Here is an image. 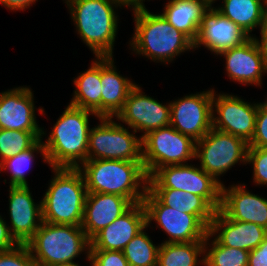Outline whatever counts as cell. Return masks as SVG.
Returning a JSON list of instances; mask_svg holds the SVG:
<instances>
[{
	"label": "cell",
	"instance_id": "ab89813d",
	"mask_svg": "<svg viewBox=\"0 0 267 266\" xmlns=\"http://www.w3.org/2000/svg\"><path fill=\"white\" fill-rule=\"evenodd\" d=\"M37 0H0L3 6H6L9 10H24L31 6Z\"/></svg>",
	"mask_w": 267,
	"mask_h": 266
},
{
	"label": "cell",
	"instance_id": "e575fe53",
	"mask_svg": "<svg viewBox=\"0 0 267 266\" xmlns=\"http://www.w3.org/2000/svg\"><path fill=\"white\" fill-rule=\"evenodd\" d=\"M89 261L93 266H129L122 251L90 250Z\"/></svg>",
	"mask_w": 267,
	"mask_h": 266
},
{
	"label": "cell",
	"instance_id": "8fae6325",
	"mask_svg": "<svg viewBox=\"0 0 267 266\" xmlns=\"http://www.w3.org/2000/svg\"><path fill=\"white\" fill-rule=\"evenodd\" d=\"M142 203L147 227L154 220L169 235L164 243L205 242L209 228L196 215L163 205L148 189Z\"/></svg>",
	"mask_w": 267,
	"mask_h": 266
},
{
	"label": "cell",
	"instance_id": "2e32d148",
	"mask_svg": "<svg viewBox=\"0 0 267 266\" xmlns=\"http://www.w3.org/2000/svg\"><path fill=\"white\" fill-rule=\"evenodd\" d=\"M145 228L147 220L144 204L142 202L133 204L90 239V250L122 251Z\"/></svg>",
	"mask_w": 267,
	"mask_h": 266
},
{
	"label": "cell",
	"instance_id": "7c38bea8",
	"mask_svg": "<svg viewBox=\"0 0 267 266\" xmlns=\"http://www.w3.org/2000/svg\"><path fill=\"white\" fill-rule=\"evenodd\" d=\"M213 89L187 95L170 103V125L194 141L212 129Z\"/></svg>",
	"mask_w": 267,
	"mask_h": 266
},
{
	"label": "cell",
	"instance_id": "277c9868",
	"mask_svg": "<svg viewBox=\"0 0 267 266\" xmlns=\"http://www.w3.org/2000/svg\"><path fill=\"white\" fill-rule=\"evenodd\" d=\"M77 32L96 57H112L118 27L113 0H65Z\"/></svg>",
	"mask_w": 267,
	"mask_h": 266
},
{
	"label": "cell",
	"instance_id": "7a4b0ae2",
	"mask_svg": "<svg viewBox=\"0 0 267 266\" xmlns=\"http://www.w3.org/2000/svg\"><path fill=\"white\" fill-rule=\"evenodd\" d=\"M78 169L83 174L88 193L117 194L132 204L142 202L145 197L148 176L143 162L86 160Z\"/></svg>",
	"mask_w": 267,
	"mask_h": 266
},
{
	"label": "cell",
	"instance_id": "f1b7e54d",
	"mask_svg": "<svg viewBox=\"0 0 267 266\" xmlns=\"http://www.w3.org/2000/svg\"><path fill=\"white\" fill-rule=\"evenodd\" d=\"M210 237L213 235L208 231L204 244L205 266H248L249 251L223 246L216 238L211 241L212 248L208 249Z\"/></svg>",
	"mask_w": 267,
	"mask_h": 266
},
{
	"label": "cell",
	"instance_id": "5b68a950",
	"mask_svg": "<svg viewBox=\"0 0 267 266\" xmlns=\"http://www.w3.org/2000/svg\"><path fill=\"white\" fill-rule=\"evenodd\" d=\"M55 176L42 199L43 222L81 226L87 188L78 168H53Z\"/></svg>",
	"mask_w": 267,
	"mask_h": 266
},
{
	"label": "cell",
	"instance_id": "e0dca14e",
	"mask_svg": "<svg viewBox=\"0 0 267 266\" xmlns=\"http://www.w3.org/2000/svg\"><path fill=\"white\" fill-rule=\"evenodd\" d=\"M11 236L18 244H26L39 229L42 220V201L34 202L29 186H9Z\"/></svg>",
	"mask_w": 267,
	"mask_h": 266
},
{
	"label": "cell",
	"instance_id": "cb8c5ba5",
	"mask_svg": "<svg viewBox=\"0 0 267 266\" xmlns=\"http://www.w3.org/2000/svg\"><path fill=\"white\" fill-rule=\"evenodd\" d=\"M212 4V0H169L161 15L194 43L203 14Z\"/></svg>",
	"mask_w": 267,
	"mask_h": 266
},
{
	"label": "cell",
	"instance_id": "9a60e30c",
	"mask_svg": "<svg viewBox=\"0 0 267 266\" xmlns=\"http://www.w3.org/2000/svg\"><path fill=\"white\" fill-rule=\"evenodd\" d=\"M250 38L238 25L211 5L203 14L194 49L203 45L219 55L223 51L242 45Z\"/></svg>",
	"mask_w": 267,
	"mask_h": 266
},
{
	"label": "cell",
	"instance_id": "8992f818",
	"mask_svg": "<svg viewBox=\"0 0 267 266\" xmlns=\"http://www.w3.org/2000/svg\"><path fill=\"white\" fill-rule=\"evenodd\" d=\"M26 245L37 266L74 262L84 250L89 260L90 239L81 226L42 222Z\"/></svg>",
	"mask_w": 267,
	"mask_h": 266
},
{
	"label": "cell",
	"instance_id": "60d3db41",
	"mask_svg": "<svg viewBox=\"0 0 267 266\" xmlns=\"http://www.w3.org/2000/svg\"><path fill=\"white\" fill-rule=\"evenodd\" d=\"M113 1H115L117 4H119L120 7L121 6H126V7L128 6L130 8L132 7L133 11L145 8V5L143 3V1H145V0H113Z\"/></svg>",
	"mask_w": 267,
	"mask_h": 266
},
{
	"label": "cell",
	"instance_id": "484cf974",
	"mask_svg": "<svg viewBox=\"0 0 267 266\" xmlns=\"http://www.w3.org/2000/svg\"><path fill=\"white\" fill-rule=\"evenodd\" d=\"M75 91L70 104L94 112L101 118V57L74 79Z\"/></svg>",
	"mask_w": 267,
	"mask_h": 266
},
{
	"label": "cell",
	"instance_id": "d4e9b609",
	"mask_svg": "<svg viewBox=\"0 0 267 266\" xmlns=\"http://www.w3.org/2000/svg\"><path fill=\"white\" fill-rule=\"evenodd\" d=\"M163 205L196 215L208 228L216 210L201 196L173 188H147Z\"/></svg>",
	"mask_w": 267,
	"mask_h": 266
},
{
	"label": "cell",
	"instance_id": "3957f363",
	"mask_svg": "<svg viewBox=\"0 0 267 266\" xmlns=\"http://www.w3.org/2000/svg\"><path fill=\"white\" fill-rule=\"evenodd\" d=\"M135 33L130 46L136 54L160 62H171L182 52L194 49V43L174 28L161 14L146 8L134 10Z\"/></svg>",
	"mask_w": 267,
	"mask_h": 266
},
{
	"label": "cell",
	"instance_id": "836d02e7",
	"mask_svg": "<svg viewBox=\"0 0 267 266\" xmlns=\"http://www.w3.org/2000/svg\"><path fill=\"white\" fill-rule=\"evenodd\" d=\"M0 266H37L26 244H18L8 251H0Z\"/></svg>",
	"mask_w": 267,
	"mask_h": 266
},
{
	"label": "cell",
	"instance_id": "ac0fdd59",
	"mask_svg": "<svg viewBox=\"0 0 267 266\" xmlns=\"http://www.w3.org/2000/svg\"><path fill=\"white\" fill-rule=\"evenodd\" d=\"M33 93L28 87H18L0 93V129L42 132L35 116Z\"/></svg>",
	"mask_w": 267,
	"mask_h": 266
},
{
	"label": "cell",
	"instance_id": "74e56055",
	"mask_svg": "<svg viewBox=\"0 0 267 266\" xmlns=\"http://www.w3.org/2000/svg\"><path fill=\"white\" fill-rule=\"evenodd\" d=\"M17 245L18 243L10 234L8 224L0 215V251L12 250Z\"/></svg>",
	"mask_w": 267,
	"mask_h": 266
},
{
	"label": "cell",
	"instance_id": "d6986e66",
	"mask_svg": "<svg viewBox=\"0 0 267 266\" xmlns=\"http://www.w3.org/2000/svg\"><path fill=\"white\" fill-rule=\"evenodd\" d=\"M222 184L220 211L229 219L255 223L267 229V199L252 194L244 187Z\"/></svg>",
	"mask_w": 267,
	"mask_h": 266
},
{
	"label": "cell",
	"instance_id": "8d00e7d4",
	"mask_svg": "<svg viewBox=\"0 0 267 266\" xmlns=\"http://www.w3.org/2000/svg\"><path fill=\"white\" fill-rule=\"evenodd\" d=\"M248 266H267V236L257 248L250 251Z\"/></svg>",
	"mask_w": 267,
	"mask_h": 266
},
{
	"label": "cell",
	"instance_id": "83f0119b",
	"mask_svg": "<svg viewBox=\"0 0 267 266\" xmlns=\"http://www.w3.org/2000/svg\"><path fill=\"white\" fill-rule=\"evenodd\" d=\"M205 242L162 243L159 245L157 266H197L204 265ZM203 256L198 261V256Z\"/></svg>",
	"mask_w": 267,
	"mask_h": 266
},
{
	"label": "cell",
	"instance_id": "b9f144b4",
	"mask_svg": "<svg viewBox=\"0 0 267 266\" xmlns=\"http://www.w3.org/2000/svg\"><path fill=\"white\" fill-rule=\"evenodd\" d=\"M54 266H80L78 263L71 262V263H65V264H58Z\"/></svg>",
	"mask_w": 267,
	"mask_h": 266
},
{
	"label": "cell",
	"instance_id": "4dcf8cb0",
	"mask_svg": "<svg viewBox=\"0 0 267 266\" xmlns=\"http://www.w3.org/2000/svg\"><path fill=\"white\" fill-rule=\"evenodd\" d=\"M36 151H39L38 153L41 152L44 162L48 163L42 139L28 150L7 158L0 163V171L7 169L11 171L10 186H28L25 172L30 168Z\"/></svg>",
	"mask_w": 267,
	"mask_h": 266
},
{
	"label": "cell",
	"instance_id": "6da1fadb",
	"mask_svg": "<svg viewBox=\"0 0 267 266\" xmlns=\"http://www.w3.org/2000/svg\"><path fill=\"white\" fill-rule=\"evenodd\" d=\"M94 112L69 104L43 146L51 168H79L88 160L89 116ZM80 162V163H79Z\"/></svg>",
	"mask_w": 267,
	"mask_h": 266
},
{
	"label": "cell",
	"instance_id": "7bdbcfd3",
	"mask_svg": "<svg viewBox=\"0 0 267 266\" xmlns=\"http://www.w3.org/2000/svg\"><path fill=\"white\" fill-rule=\"evenodd\" d=\"M263 108H267V101L263 102V103H259Z\"/></svg>",
	"mask_w": 267,
	"mask_h": 266
},
{
	"label": "cell",
	"instance_id": "d6a6232c",
	"mask_svg": "<svg viewBox=\"0 0 267 266\" xmlns=\"http://www.w3.org/2000/svg\"><path fill=\"white\" fill-rule=\"evenodd\" d=\"M246 163L253 164L254 182L267 185V148L248 147Z\"/></svg>",
	"mask_w": 267,
	"mask_h": 266
},
{
	"label": "cell",
	"instance_id": "7402d4cb",
	"mask_svg": "<svg viewBox=\"0 0 267 266\" xmlns=\"http://www.w3.org/2000/svg\"><path fill=\"white\" fill-rule=\"evenodd\" d=\"M132 205L127 198L117 194L87 193L81 227L91 239Z\"/></svg>",
	"mask_w": 267,
	"mask_h": 266
},
{
	"label": "cell",
	"instance_id": "1f68e13d",
	"mask_svg": "<svg viewBox=\"0 0 267 266\" xmlns=\"http://www.w3.org/2000/svg\"><path fill=\"white\" fill-rule=\"evenodd\" d=\"M41 138L42 132L0 129V163L33 147Z\"/></svg>",
	"mask_w": 267,
	"mask_h": 266
},
{
	"label": "cell",
	"instance_id": "f546056e",
	"mask_svg": "<svg viewBox=\"0 0 267 266\" xmlns=\"http://www.w3.org/2000/svg\"><path fill=\"white\" fill-rule=\"evenodd\" d=\"M158 251L144 229L122 250L129 266H157Z\"/></svg>",
	"mask_w": 267,
	"mask_h": 266
},
{
	"label": "cell",
	"instance_id": "4316f807",
	"mask_svg": "<svg viewBox=\"0 0 267 266\" xmlns=\"http://www.w3.org/2000/svg\"><path fill=\"white\" fill-rule=\"evenodd\" d=\"M215 0H212L214 3ZM222 7L215 8L238 25L250 37L255 27H261L267 13V0H223Z\"/></svg>",
	"mask_w": 267,
	"mask_h": 266
},
{
	"label": "cell",
	"instance_id": "d590c367",
	"mask_svg": "<svg viewBox=\"0 0 267 266\" xmlns=\"http://www.w3.org/2000/svg\"><path fill=\"white\" fill-rule=\"evenodd\" d=\"M248 147L267 148V108L258 103L255 133L248 143Z\"/></svg>",
	"mask_w": 267,
	"mask_h": 266
},
{
	"label": "cell",
	"instance_id": "f35d334b",
	"mask_svg": "<svg viewBox=\"0 0 267 266\" xmlns=\"http://www.w3.org/2000/svg\"><path fill=\"white\" fill-rule=\"evenodd\" d=\"M261 30V39L260 41L258 40V38L256 39L255 37H253L255 39V42L257 43L260 53L264 59V62L267 66V13L264 19V22L262 23L261 27H259Z\"/></svg>",
	"mask_w": 267,
	"mask_h": 266
},
{
	"label": "cell",
	"instance_id": "52a82bcc",
	"mask_svg": "<svg viewBox=\"0 0 267 266\" xmlns=\"http://www.w3.org/2000/svg\"><path fill=\"white\" fill-rule=\"evenodd\" d=\"M196 141L171 125L152 130L142 137V159L147 176L158 168L195 159Z\"/></svg>",
	"mask_w": 267,
	"mask_h": 266
},
{
	"label": "cell",
	"instance_id": "4fadbf2b",
	"mask_svg": "<svg viewBox=\"0 0 267 266\" xmlns=\"http://www.w3.org/2000/svg\"><path fill=\"white\" fill-rule=\"evenodd\" d=\"M214 92L213 90L212 108L215 110L212 109V128L238 136L249 143L255 133L258 103L250 104L237 96L221 93L215 95Z\"/></svg>",
	"mask_w": 267,
	"mask_h": 266
},
{
	"label": "cell",
	"instance_id": "30bf717a",
	"mask_svg": "<svg viewBox=\"0 0 267 266\" xmlns=\"http://www.w3.org/2000/svg\"><path fill=\"white\" fill-rule=\"evenodd\" d=\"M248 143L238 137L212 128L202 139L196 142L195 158H199L200 167L217 181L238 162L246 164Z\"/></svg>",
	"mask_w": 267,
	"mask_h": 266
},
{
	"label": "cell",
	"instance_id": "603a6c76",
	"mask_svg": "<svg viewBox=\"0 0 267 266\" xmlns=\"http://www.w3.org/2000/svg\"><path fill=\"white\" fill-rule=\"evenodd\" d=\"M113 57H101V117L113 118L123 109L129 92L136 83L121 76Z\"/></svg>",
	"mask_w": 267,
	"mask_h": 266
},
{
	"label": "cell",
	"instance_id": "ffe728a7",
	"mask_svg": "<svg viewBox=\"0 0 267 266\" xmlns=\"http://www.w3.org/2000/svg\"><path fill=\"white\" fill-rule=\"evenodd\" d=\"M219 55L225 57L229 79L245 85L261 86L262 75L267 73V66L253 37Z\"/></svg>",
	"mask_w": 267,
	"mask_h": 266
},
{
	"label": "cell",
	"instance_id": "9c48e42d",
	"mask_svg": "<svg viewBox=\"0 0 267 266\" xmlns=\"http://www.w3.org/2000/svg\"><path fill=\"white\" fill-rule=\"evenodd\" d=\"M222 184L201 167L178 164L158 168L147 188H173L203 197L216 211L221 206Z\"/></svg>",
	"mask_w": 267,
	"mask_h": 266
},
{
	"label": "cell",
	"instance_id": "5bb4252c",
	"mask_svg": "<svg viewBox=\"0 0 267 266\" xmlns=\"http://www.w3.org/2000/svg\"><path fill=\"white\" fill-rule=\"evenodd\" d=\"M170 103L162 105L154 98L144 95L140 86L136 85L130 92L124 103L123 109L116 115V119L126 123L128 128L148 132L170 125Z\"/></svg>",
	"mask_w": 267,
	"mask_h": 266
},
{
	"label": "cell",
	"instance_id": "44dd1931",
	"mask_svg": "<svg viewBox=\"0 0 267 266\" xmlns=\"http://www.w3.org/2000/svg\"><path fill=\"white\" fill-rule=\"evenodd\" d=\"M209 232L226 247L251 251L266 238L267 229L255 223L237 221L227 218L217 210L211 221Z\"/></svg>",
	"mask_w": 267,
	"mask_h": 266
},
{
	"label": "cell",
	"instance_id": "ba28073f",
	"mask_svg": "<svg viewBox=\"0 0 267 266\" xmlns=\"http://www.w3.org/2000/svg\"><path fill=\"white\" fill-rule=\"evenodd\" d=\"M99 121L100 124L89 133L88 160L143 162L142 137H136L112 118L101 117Z\"/></svg>",
	"mask_w": 267,
	"mask_h": 266
}]
</instances>
